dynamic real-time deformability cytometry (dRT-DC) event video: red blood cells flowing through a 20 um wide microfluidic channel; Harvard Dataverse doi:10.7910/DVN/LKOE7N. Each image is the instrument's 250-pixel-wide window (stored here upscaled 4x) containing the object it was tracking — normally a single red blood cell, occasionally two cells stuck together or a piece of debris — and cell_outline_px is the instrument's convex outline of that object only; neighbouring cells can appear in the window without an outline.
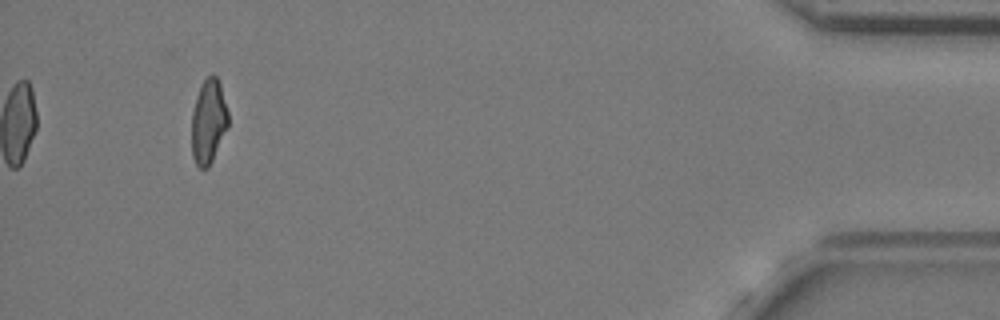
{"species": "common noctule bat (a hibernating species)", "species_latin": "Nyctalus noctula", "temperature_condition": "cold", "stored_images_in_passage": 37, "camera_frame_rate_fps": 3000, "um_per_image_px": 0.085, "animal": {"sex": "female", "body_mass_g": 24.6, "forearm_length_mm": 56.2}, "frame": {"image": 1, "passage_image": 37, "time_ms": 12.0, "image_size_px": [1000, 320], "cell_outline_px": [[228, 128], [208, 168], [200, 168], [196, 164], [192, 156], [192, 112], [196, 96], [204, 80], [212, 72], [216, 76], [220, 84], [228, 112]], "centroid_in_image_um": [17.72, 10.33], "position_along_channel_um": 417.5, "area_um2": 17.92}, "authors_computed_cell_mechanics": {"area_um2": 19.0162, "velocity_mm_per_s": 3.6487, "shape_relaxation_time_tau1_ms": null, "shape_relaxation_time_tau2_ms": 3.3909, "deformation_change_tau1": null, "deformation_change_tau2": 0.1004}}